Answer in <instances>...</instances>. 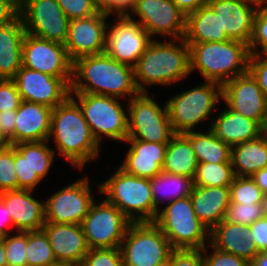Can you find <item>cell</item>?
Instances as JSON below:
<instances>
[{
    "label": "cell",
    "instance_id": "cell-64",
    "mask_svg": "<svg viewBox=\"0 0 267 266\" xmlns=\"http://www.w3.org/2000/svg\"><path fill=\"white\" fill-rule=\"evenodd\" d=\"M13 1L20 6L25 0H13Z\"/></svg>",
    "mask_w": 267,
    "mask_h": 266
},
{
    "label": "cell",
    "instance_id": "cell-32",
    "mask_svg": "<svg viewBox=\"0 0 267 266\" xmlns=\"http://www.w3.org/2000/svg\"><path fill=\"white\" fill-rule=\"evenodd\" d=\"M150 186L154 206L159 210L158 206L161 202L168 201L169 204L177 199L190 196L194 184L190 177L162 171L150 178ZM159 198H163L164 201Z\"/></svg>",
    "mask_w": 267,
    "mask_h": 266
},
{
    "label": "cell",
    "instance_id": "cell-39",
    "mask_svg": "<svg viewBox=\"0 0 267 266\" xmlns=\"http://www.w3.org/2000/svg\"><path fill=\"white\" fill-rule=\"evenodd\" d=\"M17 234L4 236L6 260L8 266H27V232L15 231Z\"/></svg>",
    "mask_w": 267,
    "mask_h": 266
},
{
    "label": "cell",
    "instance_id": "cell-50",
    "mask_svg": "<svg viewBox=\"0 0 267 266\" xmlns=\"http://www.w3.org/2000/svg\"><path fill=\"white\" fill-rule=\"evenodd\" d=\"M251 238L257 246L259 252L267 251V218L261 217L250 226Z\"/></svg>",
    "mask_w": 267,
    "mask_h": 266
},
{
    "label": "cell",
    "instance_id": "cell-52",
    "mask_svg": "<svg viewBox=\"0 0 267 266\" xmlns=\"http://www.w3.org/2000/svg\"><path fill=\"white\" fill-rule=\"evenodd\" d=\"M19 16V5L13 0H0V25L11 23Z\"/></svg>",
    "mask_w": 267,
    "mask_h": 266
},
{
    "label": "cell",
    "instance_id": "cell-25",
    "mask_svg": "<svg viewBox=\"0 0 267 266\" xmlns=\"http://www.w3.org/2000/svg\"><path fill=\"white\" fill-rule=\"evenodd\" d=\"M210 244L219 251L251 262L259 253L249 226L221 221L210 231Z\"/></svg>",
    "mask_w": 267,
    "mask_h": 266
},
{
    "label": "cell",
    "instance_id": "cell-36",
    "mask_svg": "<svg viewBox=\"0 0 267 266\" xmlns=\"http://www.w3.org/2000/svg\"><path fill=\"white\" fill-rule=\"evenodd\" d=\"M14 164L18 176L19 190L34 191L42 179L31 169L30 142L14 145Z\"/></svg>",
    "mask_w": 267,
    "mask_h": 266
},
{
    "label": "cell",
    "instance_id": "cell-20",
    "mask_svg": "<svg viewBox=\"0 0 267 266\" xmlns=\"http://www.w3.org/2000/svg\"><path fill=\"white\" fill-rule=\"evenodd\" d=\"M207 5L218 16L229 40L250 44L257 7L243 0H210Z\"/></svg>",
    "mask_w": 267,
    "mask_h": 266
},
{
    "label": "cell",
    "instance_id": "cell-13",
    "mask_svg": "<svg viewBox=\"0 0 267 266\" xmlns=\"http://www.w3.org/2000/svg\"><path fill=\"white\" fill-rule=\"evenodd\" d=\"M115 18L113 25L107 24L104 53L120 63L134 67L153 39L134 17Z\"/></svg>",
    "mask_w": 267,
    "mask_h": 266
},
{
    "label": "cell",
    "instance_id": "cell-19",
    "mask_svg": "<svg viewBox=\"0 0 267 266\" xmlns=\"http://www.w3.org/2000/svg\"><path fill=\"white\" fill-rule=\"evenodd\" d=\"M222 101L230 109L263 125L267 114V98L249 72L222 85Z\"/></svg>",
    "mask_w": 267,
    "mask_h": 266
},
{
    "label": "cell",
    "instance_id": "cell-51",
    "mask_svg": "<svg viewBox=\"0 0 267 266\" xmlns=\"http://www.w3.org/2000/svg\"><path fill=\"white\" fill-rule=\"evenodd\" d=\"M16 110L0 112V129L11 145H15Z\"/></svg>",
    "mask_w": 267,
    "mask_h": 266
},
{
    "label": "cell",
    "instance_id": "cell-61",
    "mask_svg": "<svg viewBox=\"0 0 267 266\" xmlns=\"http://www.w3.org/2000/svg\"><path fill=\"white\" fill-rule=\"evenodd\" d=\"M262 135H264L267 138V114L265 116V119L262 125Z\"/></svg>",
    "mask_w": 267,
    "mask_h": 266
},
{
    "label": "cell",
    "instance_id": "cell-62",
    "mask_svg": "<svg viewBox=\"0 0 267 266\" xmlns=\"http://www.w3.org/2000/svg\"><path fill=\"white\" fill-rule=\"evenodd\" d=\"M156 266H171V254H170L168 259H166L165 261L157 264Z\"/></svg>",
    "mask_w": 267,
    "mask_h": 266
},
{
    "label": "cell",
    "instance_id": "cell-34",
    "mask_svg": "<svg viewBox=\"0 0 267 266\" xmlns=\"http://www.w3.org/2000/svg\"><path fill=\"white\" fill-rule=\"evenodd\" d=\"M234 177L232 163H198L193 184L200 187L230 186Z\"/></svg>",
    "mask_w": 267,
    "mask_h": 266
},
{
    "label": "cell",
    "instance_id": "cell-48",
    "mask_svg": "<svg viewBox=\"0 0 267 266\" xmlns=\"http://www.w3.org/2000/svg\"><path fill=\"white\" fill-rule=\"evenodd\" d=\"M202 249H174L171 266H204Z\"/></svg>",
    "mask_w": 267,
    "mask_h": 266
},
{
    "label": "cell",
    "instance_id": "cell-4",
    "mask_svg": "<svg viewBox=\"0 0 267 266\" xmlns=\"http://www.w3.org/2000/svg\"><path fill=\"white\" fill-rule=\"evenodd\" d=\"M190 72L220 85L248 72L249 45L236 40L188 44Z\"/></svg>",
    "mask_w": 267,
    "mask_h": 266
},
{
    "label": "cell",
    "instance_id": "cell-49",
    "mask_svg": "<svg viewBox=\"0 0 267 266\" xmlns=\"http://www.w3.org/2000/svg\"><path fill=\"white\" fill-rule=\"evenodd\" d=\"M138 0H102L99 7L106 15L128 16Z\"/></svg>",
    "mask_w": 267,
    "mask_h": 266
},
{
    "label": "cell",
    "instance_id": "cell-8",
    "mask_svg": "<svg viewBox=\"0 0 267 266\" xmlns=\"http://www.w3.org/2000/svg\"><path fill=\"white\" fill-rule=\"evenodd\" d=\"M70 96L79 104L98 144H102L104 136L123 143L126 141L128 111L125 112L118 98L87 93H70Z\"/></svg>",
    "mask_w": 267,
    "mask_h": 266
},
{
    "label": "cell",
    "instance_id": "cell-27",
    "mask_svg": "<svg viewBox=\"0 0 267 266\" xmlns=\"http://www.w3.org/2000/svg\"><path fill=\"white\" fill-rule=\"evenodd\" d=\"M210 131L230 147L258 138L262 126L255 120L243 116L227 106L210 123Z\"/></svg>",
    "mask_w": 267,
    "mask_h": 266
},
{
    "label": "cell",
    "instance_id": "cell-10",
    "mask_svg": "<svg viewBox=\"0 0 267 266\" xmlns=\"http://www.w3.org/2000/svg\"><path fill=\"white\" fill-rule=\"evenodd\" d=\"M149 93H139L128 103V136L146 142L168 143L175 135L167 106H159Z\"/></svg>",
    "mask_w": 267,
    "mask_h": 266
},
{
    "label": "cell",
    "instance_id": "cell-15",
    "mask_svg": "<svg viewBox=\"0 0 267 266\" xmlns=\"http://www.w3.org/2000/svg\"><path fill=\"white\" fill-rule=\"evenodd\" d=\"M132 14L139 17L137 22L152 39L155 35L175 40L184 37L186 15L172 0H138L128 16Z\"/></svg>",
    "mask_w": 267,
    "mask_h": 266
},
{
    "label": "cell",
    "instance_id": "cell-58",
    "mask_svg": "<svg viewBox=\"0 0 267 266\" xmlns=\"http://www.w3.org/2000/svg\"><path fill=\"white\" fill-rule=\"evenodd\" d=\"M243 1L257 7L258 9L267 7V0H243Z\"/></svg>",
    "mask_w": 267,
    "mask_h": 266
},
{
    "label": "cell",
    "instance_id": "cell-30",
    "mask_svg": "<svg viewBox=\"0 0 267 266\" xmlns=\"http://www.w3.org/2000/svg\"><path fill=\"white\" fill-rule=\"evenodd\" d=\"M231 162L235 176H252L267 167V138H258L231 147Z\"/></svg>",
    "mask_w": 267,
    "mask_h": 266
},
{
    "label": "cell",
    "instance_id": "cell-26",
    "mask_svg": "<svg viewBox=\"0 0 267 266\" xmlns=\"http://www.w3.org/2000/svg\"><path fill=\"white\" fill-rule=\"evenodd\" d=\"M190 199L196 217L211 231L225 219L231 202L230 186H193Z\"/></svg>",
    "mask_w": 267,
    "mask_h": 266
},
{
    "label": "cell",
    "instance_id": "cell-63",
    "mask_svg": "<svg viewBox=\"0 0 267 266\" xmlns=\"http://www.w3.org/2000/svg\"><path fill=\"white\" fill-rule=\"evenodd\" d=\"M58 266H82V264H64V265H58Z\"/></svg>",
    "mask_w": 267,
    "mask_h": 266
},
{
    "label": "cell",
    "instance_id": "cell-47",
    "mask_svg": "<svg viewBox=\"0 0 267 266\" xmlns=\"http://www.w3.org/2000/svg\"><path fill=\"white\" fill-rule=\"evenodd\" d=\"M248 72L267 98V53L250 54Z\"/></svg>",
    "mask_w": 267,
    "mask_h": 266
},
{
    "label": "cell",
    "instance_id": "cell-53",
    "mask_svg": "<svg viewBox=\"0 0 267 266\" xmlns=\"http://www.w3.org/2000/svg\"><path fill=\"white\" fill-rule=\"evenodd\" d=\"M177 7L185 14H189L198 10L202 6L208 4L210 0H172Z\"/></svg>",
    "mask_w": 267,
    "mask_h": 266
},
{
    "label": "cell",
    "instance_id": "cell-44",
    "mask_svg": "<svg viewBox=\"0 0 267 266\" xmlns=\"http://www.w3.org/2000/svg\"><path fill=\"white\" fill-rule=\"evenodd\" d=\"M65 15L69 18H88L97 14L99 6L92 0H57Z\"/></svg>",
    "mask_w": 267,
    "mask_h": 266
},
{
    "label": "cell",
    "instance_id": "cell-1",
    "mask_svg": "<svg viewBox=\"0 0 267 266\" xmlns=\"http://www.w3.org/2000/svg\"><path fill=\"white\" fill-rule=\"evenodd\" d=\"M70 93L105 95L130 100L140 92L134 67L120 63L106 53L76 58L72 65Z\"/></svg>",
    "mask_w": 267,
    "mask_h": 266
},
{
    "label": "cell",
    "instance_id": "cell-23",
    "mask_svg": "<svg viewBox=\"0 0 267 266\" xmlns=\"http://www.w3.org/2000/svg\"><path fill=\"white\" fill-rule=\"evenodd\" d=\"M131 146L126 158L119 166L125 172L150 179L163 171L167 143L146 142L135 139H126L125 143Z\"/></svg>",
    "mask_w": 267,
    "mask_h": 266
},
{
    "label": "cell",
    "instance_id": "cell-41",
    "mask_svg": "<svg viewBox=\"0 0 267 266\" xmlns=\"http://www.w3.org/2000/svg\"><path fill=\"white\" fill-rule=\"evenodd\" d=\"M263 217L261 203L236 204L230 203L225 215V221L250 226Z\"/></svg>",
    "mask_w": 267,
    "mask_h": 266
},
{
    "label": "cell",
    "instance_id": "cell-14",
    "mask_svg": "<svg viewBox=\"0 0 267 266\" xmlns=\"http://www.w3.org/2000/svg\"><path fill=\"white\" fill-rule=\"evenodd\" d=\"M88 179V177L78 179L45 200V223H82L94 201Z\"/></svg>",
    "mask_w": 267,
    "mask_h": 266
},
{
    "label": "cell",
    "instance_id": "cell-57",
    "mask_svg": "<svg viewBox=\"0 0 267 266\" xmlns=\"http://www.w3.org/2000/svg\"><path fill=\"white\" fill-rule=\"evenodd\" d=\"M0 266H8L4 245V236H0Z\"/></svg>",
    "mask_w": 267,
    "mask_h": 266
},
{
    "label": "cell",
    "instance_id": "cell-2",
    "mask_svg": "<svg viewBox=\"0 0 267 266\" xmlns=\"http://www.w3.org/2000/svg\"><path fill=\"white\" fill-rule=\"evenodd\" d=\"M50 139L54 140L58 155L75 169L82 170L100 152L79 104L71 96L52 110Z\"/></svg>",
    "mask_w": 267,
    "mask_h": 266
},
{
    "label": "cell",
    "instance_id": "cell-56",
    "mask_svg": "<svg viewBox=\"0 0 267 266\" xmlns=\"http://www.w3.org/2000/svg\"><path fill=\"white\" fill-rule=\"evenodd\" d=\"M248 266H267V251L259 252Z\"/></svg>",
    "mask_w": 267,
    "mask_h": 266
},
{
    "label": "cell",
    "instance_id": "cell-9",
    "mask_svg": "<svg viewBox=\"0 0 267 266\" xmlns=\"http://www.w3.org/2000/svg\"><path fill=\"white\" fill-rule=\"evenodd\" d=\"M123 266H156L174 250L154 222L130 223L120 245Z\"/></svg>",
    "mask_w": 267,
    "mask_h": 266
},
{
    "label": "cell",
    "instance_id": "cell-43",
    "mask_svg": "<svg viewBox=\"0 0 267 266\" xmlns=\"http://www.w3.org/2000/svg\"><path fill=\"white\" fill-rule=\"evenodd\" d=\"M249 50L250 54L267 53V7L259 9L255 15L254 32Z\"/></svg>",
    "mask_w": 267,
    "mask_h": 266
},
{
    "label": "cell",
    "instance_id": "cell-46",
    "mask_svg": "<svg viewBox=\"0 0 267 266\" xmlns=\"http://www.w3.org/2000/svg\"><path fill=\"white\" fill-rule=\"evenodd\" d=\"M210 246H205L202 251L205 253L204 266H248L249 262L233 254L225 253ZM206 247L212 248L211 254H207Z\"/></svg>",
    "mask_w": 267,
    "mask_h": 266
},
{
    "label": "cell",
    "instance_id": "cell-11",
    "mask_svg": "<svg viewBox=\"0 0 267 266\" xmlns=\"http://www.w3.org/2000/svg\"><path fill=\"white\" fill-rule=\"evenodd\" d=\"M131 222L112 203L104 199L91 204L81 226L90 249L120 247Z\"/></svg>",
    "mask_w": 267,
    "mask_h": 266
},
{
    "label": "cell",
    "instance_id": "cell-42",
    "mask_svg": "<svg viewBox=\"0 0 267 266\" xmlns=\"http://www.w3.org/2000/svg\"><path fill=\"white\" fill-rule=\"evenodd\" d=\"M82 266H123L120 247L89 249Z\"/></svg>",
    "mask_w": 267,
    "mask_h": 266
},
{
    "label": "cell",
    "instance_id": "cell-17",
    "mask_svg": "<svg viewBox=\"0 0 267 266\" xmlns=\"http://www.w3.org/2000/svg\"><path fill=\"white\" fill-rule=\"evenodd\" d=\"M22 100L55 108L70 96L72 78H59L21 67L12 79Z\"/></svg>",
    "mask_w": 267,
    "mask_h": 266
},
{
    "label": "cell",
    "instance_id": "cell-59",
    "mask_svg": "<svg viewBox=\"0 0 267 266\" xmlns=\"http://www.w3.org/2000/svg\"><path fill=\"white\" fill-rule=\"evenodd\" d=\"M10 141L5 137L0 129V151L10 146Z\"/></svg>",
    "mask_w": 267,
    "mask_h": 266
},
{
    "label": "cell",
    "instance_id": "cell-29",
    "mask_svg": "<svg viewBox=\"0 0 267 266\" xmlns=\"http://www.w3.org/2000/svg\"><path fill=\"white\" fill-rule=\"evenodd\" d=\"M183 39L187 44L229 40L218 16L208 5L186 15Z\"/></svg>",
    "mask_w": 267,
    "mask_h": 266
},
{
    "label": "cell",
    "instance_id": "cell-60",
    "mask_svg": "<svg viewBox=\"0 0 267 266\" xmlns=\"http://www.w3.org/2000/svg\"><path fill=\"white\" fill-rule=\"evenodd\" d=\"M261 206H262L263 217L267 218V193L263 195V198L261 200Z\"/></svg>",
    "mask_w": 267,
    "mask_h": 266
},
{
    "label": "cell",
    "instance_id": "cell-18",
    "mask_svg": "<svg viewBox=\"0 0 267 266\" xmlns=\"http://www.w3.org/2000/svg\"><path fill=\"white\" fill-rule=\"evenodd\" d=\"M103 11L88 18H72L68 38L64 44L69 58L98 55L105 51L107 18Z\"/></svg>",
    "mask_w": 267,
    "mask_h": 266
},
{
    "label": "cell",
    "instance_id": "cell-3",
    "mask_svg": "<svg viewBox=\"0 0 267 266\" xmlns=\"http://www.w3.org/2000/svg\"><path fill=\"white\" fill-rule=\"evenodd\" d=\"M190 74V47L183 38L164 42L153 39L134 66L140 93H147L149 85H174Z\"/></svg>",
    "mask_w": 267,
    "mask_h": 266
},
{
    "label": "cell",
    "instance_id": "cell-28",
    "mask_svg": "<svg viewBox=\"0 0 267 266\" xmlns=\"http://www.w3.org/2000/svg\"><path fill=\"white\" fill-rule=\"evenodd\" d=\"M26 30L19 15L0 25V79L12 80L22 67V46Z\"/></svg>",
    "mask_w": 267,
    "mask_h": 266
},
{
    "label": "cell",
    "instance_id": "cell-45",
    "mask_svg": "<svg viewBox=\"0 0 267 266\" xmlns=\"http://www.w3.org/2000/svg\"><path fill=\"white\" fill-rule=\"evenodd\" d=\"M22 102L13 80L0 79V112L17 110Z\"/></svg>",
    "mask_w": 267,
    "mask_h": 266
},
{
    "label": "cell",
    "instance_id": "cell-24",
    "mask_svg": "<svg viewBox=\"0 0 267 266\" xmlns=\"http://www.w3.org/2000/svg\"><path fill=\"white\" fill-rule=\"evenodd\" d=\"M52 108L22 100L16 110L15 144L49 140Z\"/></svg>",
    "mask_w": 267,
    "mask_h": 266
},
{
    "label": "cell",
    "instance_id": "cell-65",
    "mask_svg": "<svg viewBox=\"0 0 267 266\" xmlns=\"http://www.w3.org/2000/svg\"><path fill=\"white\" fill-rule=\"evenodd\" d=\"M94 1L99 7L102 5V0H92Z\"/></svg>",
    "mask_w": 267,
    "mask_h": 266
},
{
    "label": "cell",
    "instance_id": "cell-55",
    "mask_svg": "<svg viewBox=\"0 0 267 266\" xmlns=\"http://www.w3.org/2000/svg\"><path fill=\"white\" fill-rule=\"evenodd\" d=\"M251 178L264 194L267 193V167L254 173Z\"/></svg>",
    "mask_w": 267,
    "mask_h": 266
},
{
    "label": "cell",
    "instance_id": "cell-7",
    "mask_svg": "<svg viewBox=\"0 0 267 266\" xmlns=\"http://www.w3.org/2000/svg\"><path fill=\"white\" fill-rule=\"evenodd\" d=\"M222 99V85L206 81L176 94L166 101L168 116L175 134H184L208 119Z\"/></svg>",
    "mask_w": 267,
    "mask_h": 266
},
{
    "label": "cell",
    "instance_id": "cell-33",
    "mask_svg": "<svg viewBox=\"0 0 267 266\" xmlns=\"http://www.w3.org/2000/svg\"><path fill=\"white\" fill-rule=\"evenodd\" d=\"M190 140L198 163H232L231 147L208 129L207 133L197 130L184 133Z\"/></svg>",
    "mask_w": 267,
    "mask_h": 266
},
{
    "label": "cell",
    "instance_id": "cell-21",
    "mask_svg": "<svg viewBox=\"0 0 267 266\" xmlns=\"http://www.w3.org/2000/svg\"><path fill=\"white\" fill-rule=\"evenodd\" d=\"M41 230L48 237L60 265L83 263L90 248L81 224L45 223Z\"/></svg>",
    "mask_w": 267,
    "mask_h": 266
},
{
    "label": "cell",
    "instance_id": "cell-40",
    "mask_svg": "<svg viewBox=\"0 0 267 266\" xmlns=\"http://www.w3.org/2000/svg\"><path fill=\"white\" fill-rule=\"evenodd\" d=\"M12 190H19L14 164V145L0 151V193Z\"/></svg>",
    "mask_w": 267,
    "mask_h": 266
},
{
    "label": "cell",
    "instance_id": "cell-16",
    "mask_svg": "<svg viewBox=\"0 0 267 266\" xmlns=\"http://www.w3.org/2000/svg\"><path fill=\"white\" fill-rule=\"evenodd\" d=\"M73 61L64 44L28 33L22 46V66L59 78H72Z\"/></svg>",
    "mask_w": 267,
    "mask_h": 266
},
{
    "label": "cell",
    "instance_id": "cell-31",
    "mask_svg": "<svg viewBox=\"0 0 267 266\" xmlns=\"http://www.w3.org/2000/svg\"><path fill=\"white\" fill-rule=\"evenodd\" d=\"M197 165L190 140L184 134H175L167 143L163 171L194 179Z\"/></svg>",
    "mask_w": 267,
    "mask_h": 266
},
{
    "label": "cell",
    "instance_id": "cell-12",
    "mask_svg": "<svg viewBox=\"0 0 267 266\" xmlns=\"http://www.w3.org/2000/svg\"><path fill=\"white\" fill-rule=\"evenodd\" d=\"M26 33L49 41L65 44L70 19L57 0H25L19 6Z\"/></svg>",
    "mask_w": 267,
    "mask_h": 266
},
{
    "label": "cell",
    "instance_id": "cell-6",
    "mask_svg": "<svg viewBox=\"0 0 267 266\" xmlns=\"http://www.w3.org/2000/svg\"><path fill=\"white\" fill-rule=\"evenodd\" d=\"M153 222L173 249H203L210 243V231L196 217L190 196L160 208Z\"/></svg>",
    "mask_w": 267,
    "mask_h": 266
},
{
    "label": "cell",
    "instance_id": "cell-22",
    "mask_svg": "<svg viewBox=\"0 0 267 266\" xmlns=\"http://www.w3.org/2000/svg\"><path fill=\"white\" fill-rule=\"evenodd\" d=\"M33 190H12L0 193L1 201L8 208L14 231H40L45 224L44 201L36 200Z\"/></svg>",
    "mask_w": 267,
    "mask_h": 266
},
{
    "label": "cell",
    "instance_id": "cell-35",
    "mask_svg": "<svg viewBox=\"0 0 267 266\" xmlns=\"http://www.w3.org/2000/svg\"><path fill=\"white\" fill-rule=\"evenodd\" d=\"M27 266H58L46 234L40 231L27 232Z\"/></svg>",
    "mask_w": 267,
    "mask_h": 266
},
{
    "label": "cell",
    "instance_id": "cell-5",
    "mask_svg": "<svg viewBox=\"0 0 267 266\" xmlns=\"http://www.w3.org/2000/svg\"><path fill=\"white\" fill-rule=\"evenodd\" d=\"M97 192L115 205L131 223L153 222L158 210L154 206L150 179L140 178L118 169L98 186Z\"/></svg>",
    "mask_w": 267,
    "mask_h": 266
},
{
    "label": "cell",
    "instance_id": "cell-37",
    "mask_svg": "<svg viewBox=\"0 0 267 266\" xmlns=\"http://www.w3.org/2000/svg\"><path fill=\"white\" fill-rule=\"evenodd\" d=\"M264 193L250 176H235L230 185V203H261Z\"/></svg>",
    "mask_w": 267,
    "mask_h": 266
},
{
    "label": "cell",
    "instance_id": "cell-54",
    "mask_svg": "<svg viewBox=\"0 0 267 266\" xmlns=\"http://www.w3.org/2000/svg\"><path fill=\"white\" fill-rule=\"evenodd\" d=\"M14 228L12 218L8 212V208L0 199V236H6L10 232L6 229Z\"/></svg>",
    "mask_w": 267,
    "mask_h": 266
},
{
    "label": "cell",
    "instance_id": "cell-38",
    "mask_svg": "<svg viewBox=\"0 0 267 266\" xmlns=\"http://www.w3.org/2000/svg\"><path fill=\"white\" fill-rule=\"evenodd\" d=\"M49 141L30 142V165L33 172L43 180L53 165L55 150L48 146Z\"/></svg>",
    "mask_w": 267,
    "mask_h": 266
}]
</instances>
